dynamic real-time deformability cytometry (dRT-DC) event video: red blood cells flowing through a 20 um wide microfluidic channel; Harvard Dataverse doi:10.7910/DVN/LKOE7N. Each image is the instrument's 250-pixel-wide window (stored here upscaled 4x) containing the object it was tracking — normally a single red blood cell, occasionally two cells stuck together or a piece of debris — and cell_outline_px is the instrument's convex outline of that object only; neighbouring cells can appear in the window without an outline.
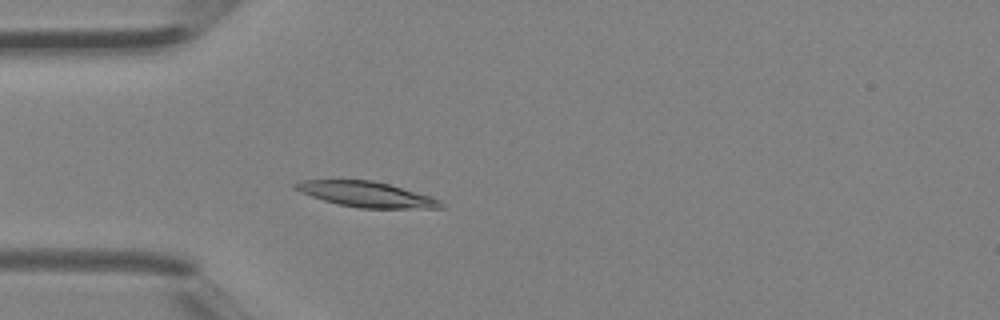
{"species": "Egyptian fruit bat (a non-hibernating species)", "species_latin": "Rousettus aegyptiacus", "temperature_condition": "room temperature", "stored_images_in_passage": 3, "camera_frame_rate_fps": 3000, "um_per_image_px": 0.085, "animal": {"sex": "female"}, "frame": {"image": 1, "passage_image": 3, "time_ms": 0.667, "image_size_px": [1000, 320], "cell_outline_px": [[444, 208], [360, 208], [340, 204], [324, 200], [300, 192], [292, 188], [292, 184], [304, 180], [372, 180], [388, 184], [432, 196], [440, 200], [444, 204]], "centroid_in_image_um": [31.16, 16.52], "position_along_channel_um": 53.8, "area_um2": 21.39}}